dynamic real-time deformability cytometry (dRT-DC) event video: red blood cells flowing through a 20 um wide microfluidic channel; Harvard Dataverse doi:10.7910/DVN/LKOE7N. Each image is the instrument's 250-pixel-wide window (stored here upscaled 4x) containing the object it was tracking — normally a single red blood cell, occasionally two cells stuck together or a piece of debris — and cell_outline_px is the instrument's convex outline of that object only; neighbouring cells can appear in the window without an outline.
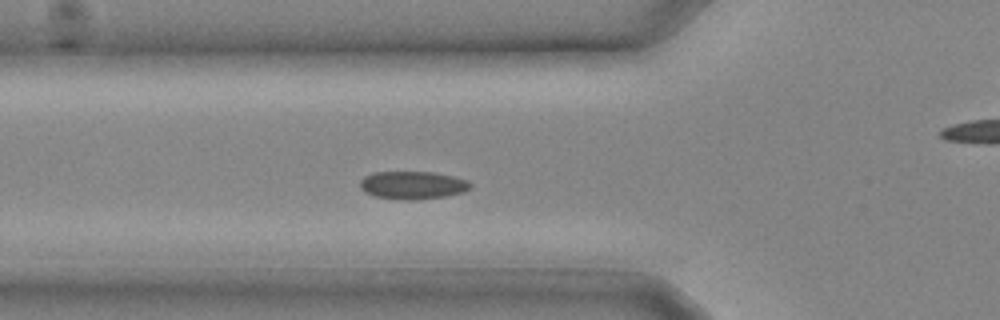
{"species": "common noctule bat (a hibernating species)", "species_latin": "Nyctalus noctula", "temperature_condition": "cold", "stored_images_in_passage": 18, "segment_of_instrument_passage": [1, 2], "camera_frame_rate_fps": 3000, "um_per_image_px": 0.085, "animal": {"sex": "male", "body_mass_g": 20.4}, "frame": {"image": 1, "passage_image": 8, "time_ms": 2.333, "image_size_px": [1000, 320], "cell_outline_px": [[472, 184], [468, 188], [460, 192], [444, 196], [408, 200], [376, 196], [364, 192], [360, 188], [360, 180], [364, 176], [372, 172], [432, 172], [452, 176], [468, 180]], "centroid_in_image_um": [35.02, 15.72], "position_along_channel_um": 90.8, "area_um2": 17.63}}
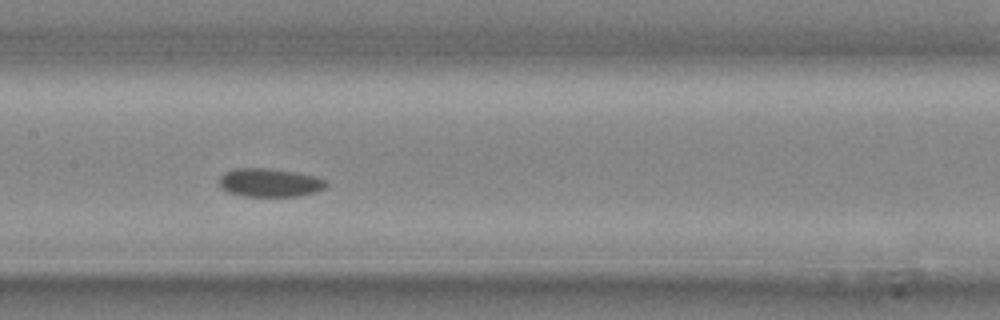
{"frame": {"image": 2, "passage_image": 12, "time_ms": 3.667, "image_size_px": [1000, 320], "cell_outline_px": [[328, 184], [324, 188], [316, 192], [300, 196], [244, 196], [228, 192], [220, 188], [220, 176], [224, 172], [236, 168], [264, 168], [296, 172], [316, 176], [328, 180]], "centroid_in_image_um": [22.95, 15.52], "position_along_channel_um": 184.5, "area_um2": 17.86}}
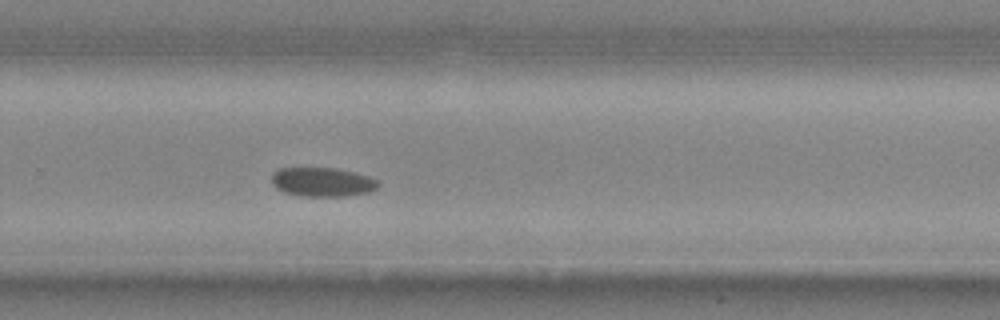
{"frame": {"image": 3, "passage_image": 17, "time_ms": 5.333, "image_size_px": [1000, 320], "cell_outline_px": [[380, 184], [376, 188], [368, 192], [344, 196], [300, 196], [284, 192], [276, 188], [272, 184], [272, 172], [280, 168], [336, 168], [368, 176], [376, 180]], "centroid_in_image_um": [27.36, 15.47], "position_along_channel_um": 302.4, "area_um2": 17.98}}